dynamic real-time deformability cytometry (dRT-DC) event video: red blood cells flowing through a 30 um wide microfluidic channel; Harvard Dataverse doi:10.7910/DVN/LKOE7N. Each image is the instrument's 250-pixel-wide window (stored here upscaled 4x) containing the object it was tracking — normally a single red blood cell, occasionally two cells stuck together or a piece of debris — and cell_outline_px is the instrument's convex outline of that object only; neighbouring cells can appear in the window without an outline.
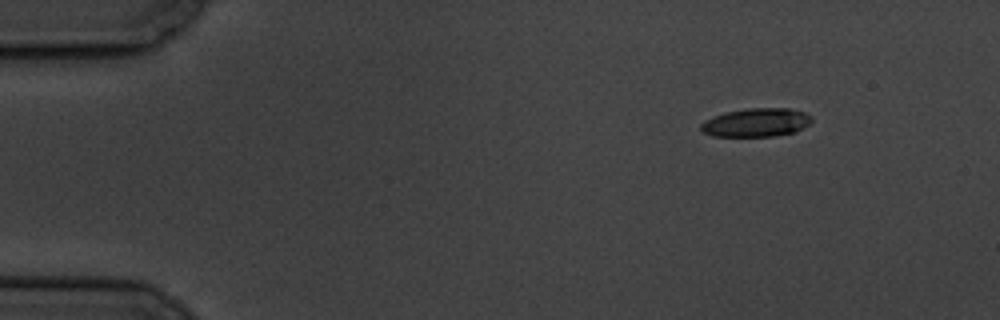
{"species": "common noctule bat (a hibernating species)", "species_latin": "Nyctalus noctula", "temperature_condition": "cold", "stored_images_in_passage": 6, "camera_frame_rate_fps": 3000, "um_per_image_px": 0.085, "animal": {"sex": "male", "body_mass_g": 19.5, "forearm_length_mm": 54.6}, "frame": {"image": 1, "passage_image": 1, "time_ms": 0.0, "image_size_px": [1000, 320], "cell_outline_px": [[812, 120], [808, 124], [796, 132], [772, 136], [712, 136], [704, 132], [700, 128], [700, 124], [704, 120], [712, 116], [728, 112], [748, 108], [788, 108], [804, 112], [812, 116]], "centroid_in_image_um": [64.27, 10.41], "position_along_channel_um": 20.7, "area_um2": 18.38}}
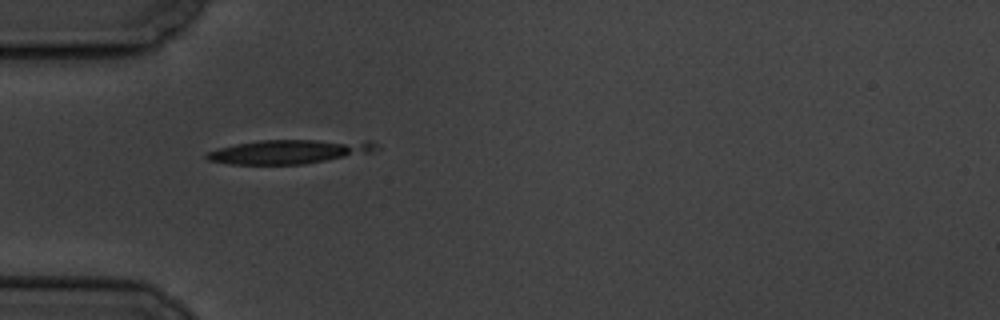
{"frame": {"image": 2, "passage_image": 4, "time_ms": 3.667, "image_size_px": [1000, 320], "cell_outline_px": [[376, 148], [368, 152], [304, 164], [228, 164], [208, 160], [204, 156], [208, 152], [220, 148], [236, 144], [260, 140], [372, 140], [376, 144]], "centroid_in_image_um": [24.53, 12.88], "position_along_channel_um": 60.5, "area_um2": 23.41}}